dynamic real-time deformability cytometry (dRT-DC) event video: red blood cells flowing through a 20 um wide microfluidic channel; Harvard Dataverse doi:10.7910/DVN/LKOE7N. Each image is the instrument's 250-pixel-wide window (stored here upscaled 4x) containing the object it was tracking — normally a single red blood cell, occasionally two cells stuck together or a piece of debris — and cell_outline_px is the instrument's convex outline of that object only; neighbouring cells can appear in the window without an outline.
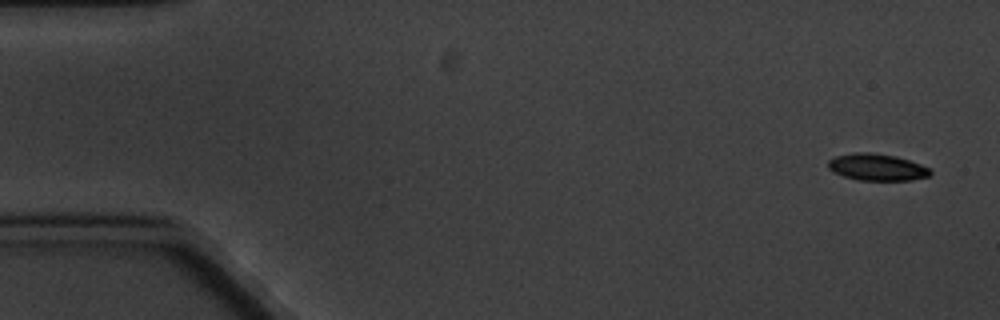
{"species": "common noctule bat (a hibernating species)", "species_latin": "Nyctalus noctula", "temperature_condition": "cold", "stored_images_in_passage": 10, "camera_frame_rate_fps": 3000, "um_per_image_px": 0.085, "animal": {"sex": "male", "body_mass_g": 20.1, "forearm_length_mm": 53.5}, "frame": {"image": 1, "passage_image": 1, "time_ms": 0.0, "image_size_px": [1000, 320], "cell_outline_px": [[932, 172], [928, 176], [912, 180], [860, 180], [844, 176], [832, 172], [828, 168], [828, 160], [836, 156], [852, 152], [872, 152], [896, 156], [920, 164], [928, 168]], "centroid_in_image_um": [74.51, 14.2], "position_along_channel_um": 10.5, "area_um2": 15.95}}
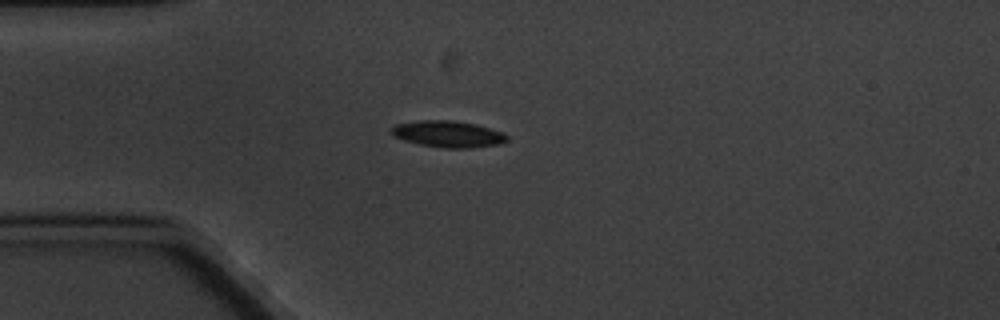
{"frame": {"image": 2, "passage_image": 5, "time_ms": 4.333, "image_size_px": [1000, 320], "cell_outline_px": [[508, 140], [500, 144], [468, 148], [444, 148], [420, 144], [404, 140], [392, 136], [392, 128], [396, 124], [420, 120], [452, 120], [476, 124], [504, 132], [508, 136]], "centroid_in_image_um": [38.11, 11.39], "position_along_channel_um": 46.9, "area_um2": 17.86}}
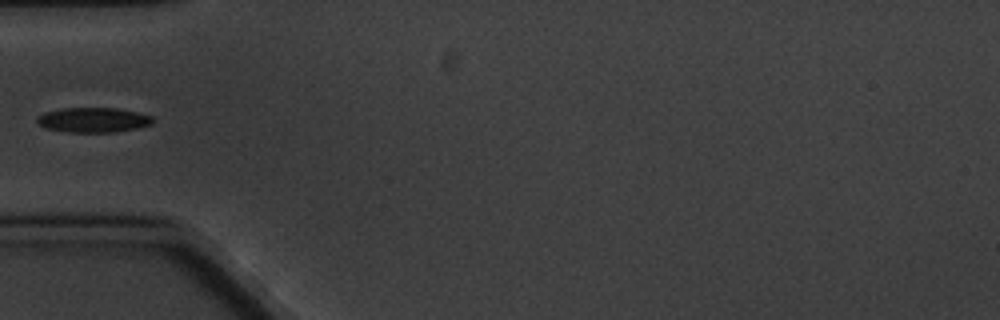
{"frame": {"image": 3, "passage_image": 6, "time_ms": 5.667, "image_size_px": [1000, 320], "cell_outline_px": [[152, 124], [136, 128], [116, 132], [68, 132], [44, 128], [36, 124], [36, 116], [44, 112], [60, 108], [120, 108], [140, 112], [152, 116]], "centroid_in_image_um": [7.88, 10.19], "position_along_channel_um": 77.1, "area_um2": 17.05}}